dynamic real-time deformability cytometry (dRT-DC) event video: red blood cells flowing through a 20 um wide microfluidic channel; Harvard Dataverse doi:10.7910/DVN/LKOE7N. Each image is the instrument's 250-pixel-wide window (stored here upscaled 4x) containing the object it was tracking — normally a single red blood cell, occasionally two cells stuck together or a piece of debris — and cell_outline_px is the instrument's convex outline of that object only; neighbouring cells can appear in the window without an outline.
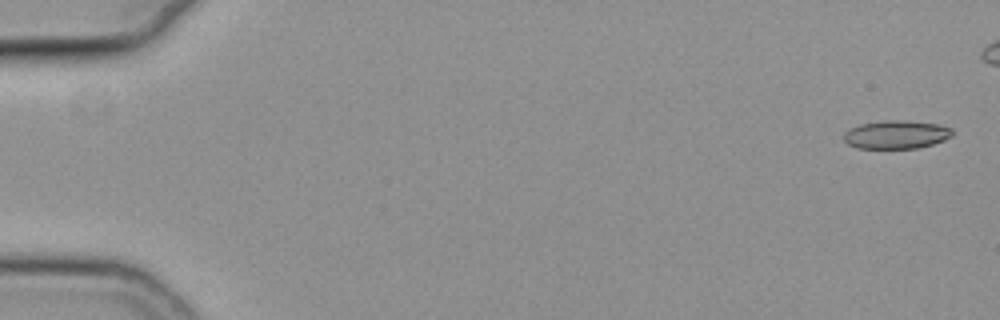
{"species": "common noctule bat (a hibernating species)", "species_latin": "Nyctalus noctula", "temperature_condition": "cold", "stored_images_in_passage": 49, "camera_frame_rate_fps": 3000, "um_per_image_px": 0.085, "animal": {"sex": "female", "body_mass_g": 19.3, "forearm_length_mm": 54.1}, "frame": {"image": 1, "passage_image": 1, "time_ms": 0.0, "image_size_px": [1000, 320], "cell_outline_px": [[952, 136], [944, 140], [932, 144], [916, 148], [856, 148], [848, 144], [844, 140], [844, 132], [848, 128], [860, 124], [884, 120], [904, 120], [936, 124], [952, 128]], "centroid_in_image_um": [76.15, 11.43], "position_along_channel_um": 8.9, "area_um2": 17.92}}
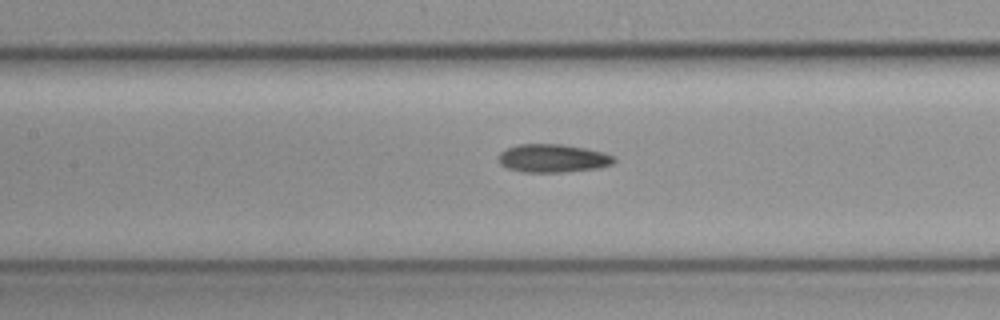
{"frame": {"image": 2, "passage_image": 26, "time_ms": 8.333, "image_size_px": [1000, 320], "cell_outline_px": [[616, 160], [612, 164], [600, 168], [564, 172], [524, 172], [508, 168], [500, 164], [500, 152], [508, 148], [520, 144], [560, 144], [584, 148], [604, 152], [612, 156]], "centroid_in_image_um": [47.02, 13.46], "position_along_channel_um": 160.4, "area_um2": 18.84}}
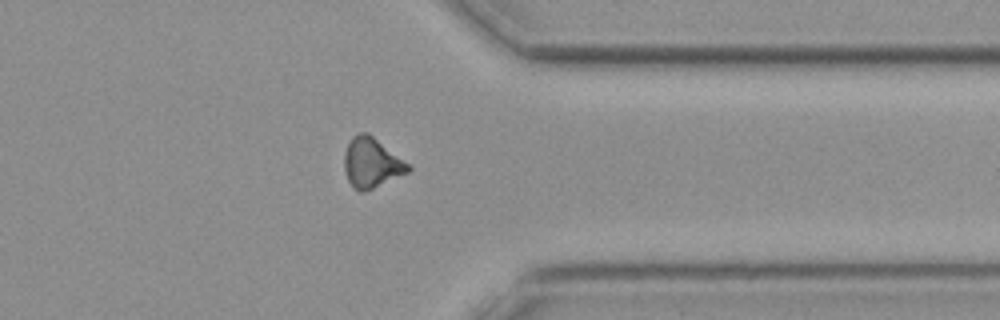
{"frame": {"image": 3, "passage_image": 44, "time_ms": 14.333, "image_size_px": [1000, 320], "cell_outline_px": [[412, 168], [408, 172], [364, 192], [360, 192], [352, 188], [348, 180], [344, 168], [344, 152], [352, 136], [356, 132], [368, 132], [412, 164]], "centroid_in_image_um": [31.6, 13.81], "position_along_channel_um": 379.8, "area_um2": 18.96}}